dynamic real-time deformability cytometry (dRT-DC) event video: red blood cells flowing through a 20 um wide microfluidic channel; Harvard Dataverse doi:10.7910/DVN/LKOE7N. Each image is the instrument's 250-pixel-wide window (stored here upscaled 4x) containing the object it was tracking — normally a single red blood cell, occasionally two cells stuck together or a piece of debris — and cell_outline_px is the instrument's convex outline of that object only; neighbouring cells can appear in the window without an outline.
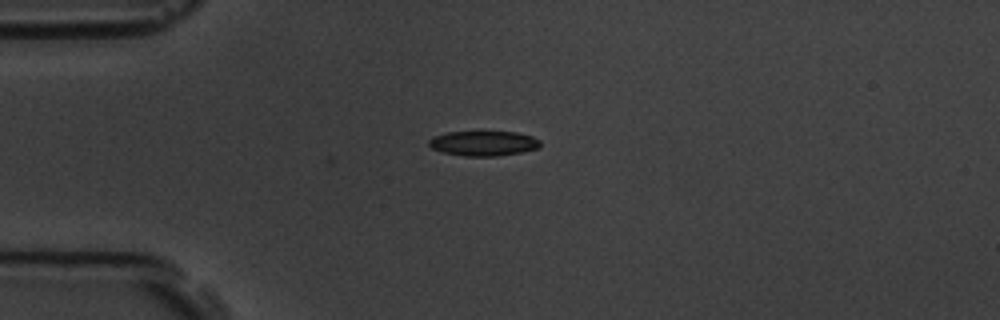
{"species": "common noctule bat (a hibernating species)", "species_latin": "Nyctalus noctula", "temperature_condition": "room temperature", "stored_images_in_passage": 3, "camera_frame_rate_fps": 3000, "um_per_image_px": 0.085, "animal": {"sex": "male", "body_mass_g": 19.5, "forearm_length_mm": 54.6}, "frame": {"image": 1, "passage_image": 1, "time_ms": 0.0, "image_size_px": [1000, 320], "cell_outline_px": [[540, 148], [520, 152], [496, 156], [464, 156], [440, 152], [432, 148], [428, 144], [428, 140], [432, 136], [448, 132], [516, 132], [532, 136], [540, 140]], "centroid_in_image_um": [41.07, 12.18], "position_along_channel_um": 43.9, "area_um2": 16.24}}